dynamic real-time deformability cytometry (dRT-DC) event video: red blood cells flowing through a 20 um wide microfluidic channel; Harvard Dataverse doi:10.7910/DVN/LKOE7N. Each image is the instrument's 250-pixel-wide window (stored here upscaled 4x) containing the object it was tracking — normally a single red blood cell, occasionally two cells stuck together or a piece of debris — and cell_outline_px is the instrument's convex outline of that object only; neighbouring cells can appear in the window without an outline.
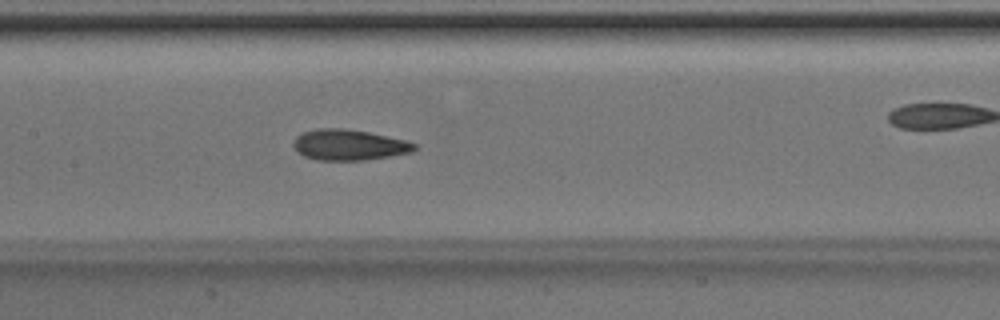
{"species": "Egyptian fruit bat (a non-hibernating species)", "species_latin": "Rousettus aegyptiacus", "temperature_condition": "room temperature", "stored_images_in_passage": 46, "camera_frame_rate_fps": 3000, "um_per_image_px": 0.085, "animal": {"sex": "male"}, "frame": {"image": 1, "passage_image": 20, "time_ms": 6.333, "image_size_px": [1000, 320], "cell_outline_px": [[416, 148], [412, 152], [364, 160], [316, 160], [304, 156], [296, 152], [292, 144], [292, 140], [300, 132], [316, 128], [344, 128], [368, 132], [404, 140], [416, 144]], "centroid_in_image_um": [29.57, 12.31], "position_along_channel_um": 177.8, "area_um2": 21.79}, "authors_computed_cell_mechanics": {"area_um2": 21.7039, "velocity_mm_per_s": 4.2183, "shape_relaxation_time_tau1_ms": 2.9465, "shape_relaxation_time_tau2_ms": 2.235, "deformation_change_tau1": 0.117, "deformation_change_tau2": 0.0872}}